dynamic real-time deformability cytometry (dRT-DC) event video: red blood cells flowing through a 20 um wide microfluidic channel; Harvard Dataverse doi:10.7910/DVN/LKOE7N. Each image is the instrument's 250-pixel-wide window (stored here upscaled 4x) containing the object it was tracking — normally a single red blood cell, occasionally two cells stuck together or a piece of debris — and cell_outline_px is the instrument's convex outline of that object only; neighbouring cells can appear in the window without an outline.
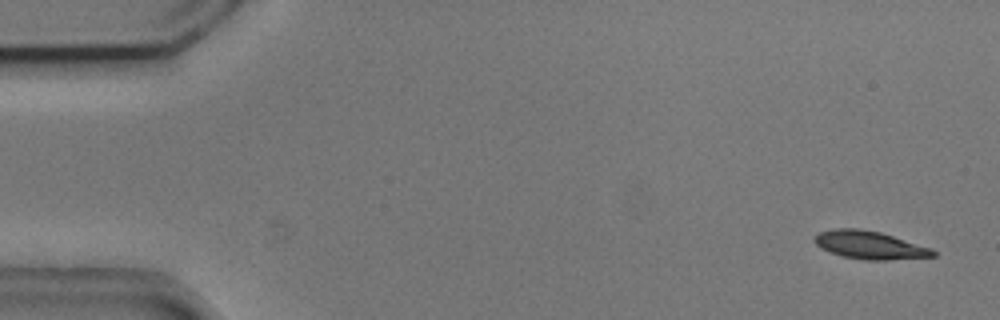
{"species": "common noctule bat (a hibernating species)", "species_latin": "Nyctalus noctula", "temperature_condition": "cold", "stored_images_in_passage": 54, "camera_frame_rate_fps": 3000, "um_per_image_px": 0.085, "animal": {"sex": "male", "body_mass_g": 20.5, "forearm_length_mm": 52.5}, "frame": {"image": 1, "passage_image": 2, "time_ms": 0.333, "image_size_px": [1000, 320], "cell_outline_px": [[936, 256], [888, 260], [864, 260], [844, 256], [828, 252], [820, 248], [812, 240], [820, 232], [832, 228], [860, 228], [880, 232], [932, 248], [936, 252]], "centroid_in_image_um": [73.91, 20.83], "position_along_channel_um": 11.1, "area_um2": 19.42}}
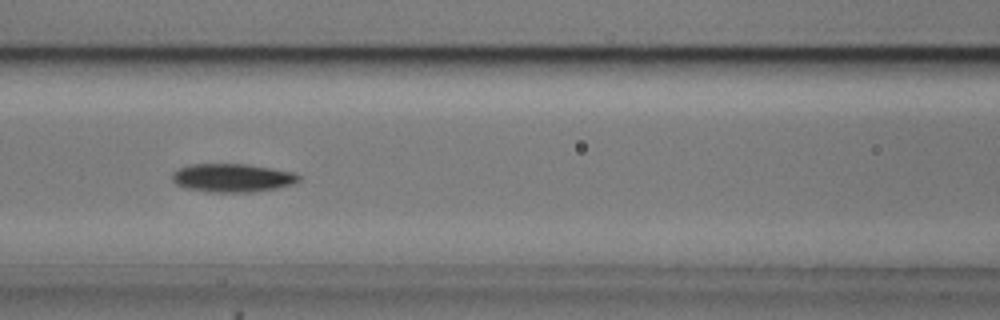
{"frame": {"image": 2, "passage_image": 23, "time_ms": 7.333, "image_size_px": [1000, 320], "cell_outline_px": [[300, 180], [292, 184], [276, 188], [252, 192], [208, 192], [188, 188], [176, 184], [172, 180], [172, 172], [180, 168], [192, 164], [248, 164], [296, 172], [300, 176]], "centroid_in_image_um": [19.77, 15.11], "position_along_channel_um": 146.8, "area_um2": 20.98}}
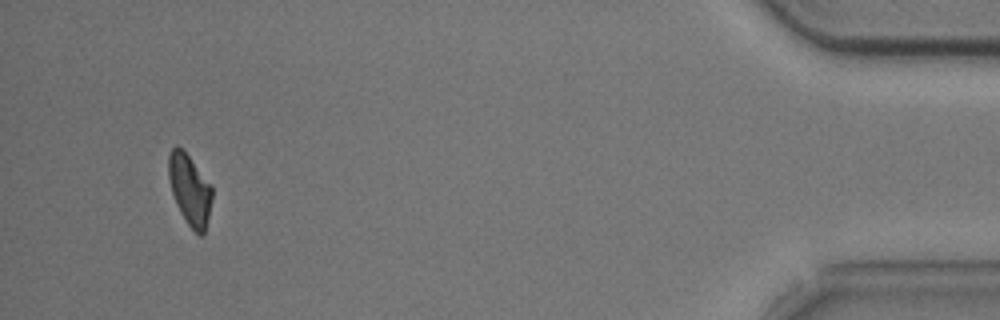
{"frame": {"image": 3, "passage_image": 51, "time_ms": 16.667, "image_size_px": [1000, 320], "cell_outline_px": [[212, 200], [204, 232], [200, 236], [188, 224], [180, 212], [176, 204], [172, 192], [168, 176], [168, 156], [172, 148], [176, 144], [188, 156], [212, 184]], "centroid_in_image_um": [16.12, 16.1], "position_along_channel_um": 419.1, "area_um2": 17.74}, "authors_computed_cell_mechanics": {"area_um2": 19.9121, "velocity_mm_per_s": 3.7124, "shape_relaxation_time_tau1_ms": 2.8285, "shape_relaxation_time_tau2_ms": null, "deformation_change_tau1": 0.0972, "deformation_change_tau2": null}}